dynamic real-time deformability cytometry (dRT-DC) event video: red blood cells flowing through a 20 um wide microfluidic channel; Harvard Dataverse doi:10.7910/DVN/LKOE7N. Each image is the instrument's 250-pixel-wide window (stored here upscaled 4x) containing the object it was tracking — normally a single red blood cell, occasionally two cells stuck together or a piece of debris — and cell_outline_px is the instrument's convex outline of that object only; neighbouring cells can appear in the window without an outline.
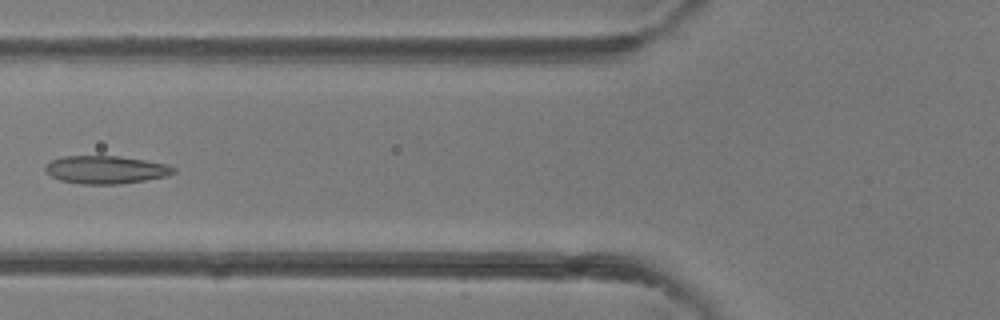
{"species": "common noctule bat (a hibernating species)", "species_latin": "Nyctalus noctula", "temperature_condition": "room temperature", "stored_images_in_passage": 4, "camera_frame_rate_fps": 3000, "um_per_image_px": 0.085, "animal": {"sex": "female"}, "frame": {"image": 1, "passage_image": 4, "time_ms": 3.333, "image_size_px": [1000, 320], "cell_outline_px": [[176, 172], [168, 176], [120, 184], [80, 184], [60, 180], [52, 176], [44, 168], [52, 160], [64, 156], [120, 156], [168, 164], [176, 168]], "centroid_in_image_um": [9.04, 14.42], "position_along_channel_um": 116.8, "area_um2": 20.81}}